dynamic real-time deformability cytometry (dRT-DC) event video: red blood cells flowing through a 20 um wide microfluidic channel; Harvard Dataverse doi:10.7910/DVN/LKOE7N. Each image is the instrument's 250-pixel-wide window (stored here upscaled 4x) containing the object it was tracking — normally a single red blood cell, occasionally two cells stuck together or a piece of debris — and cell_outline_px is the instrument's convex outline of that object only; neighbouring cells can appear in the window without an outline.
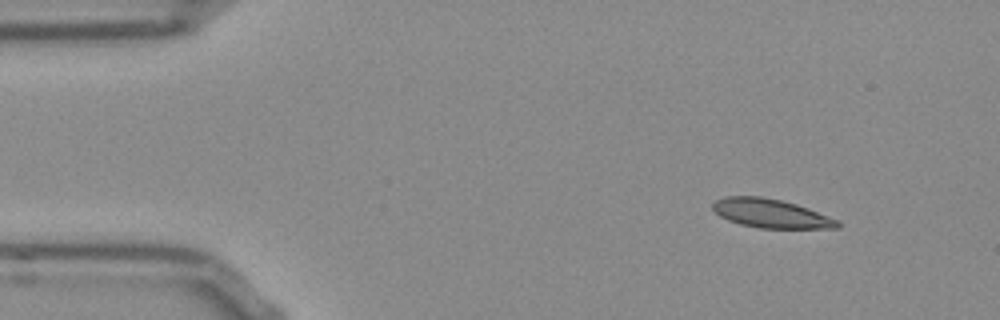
{"species": "Egyptian fruit bat (a non-hibernating species)", "species_latin": "Rousettus aegyptiacus", "temperature_condition": "room temperature", "stored_images_in_passage": 48, "camera_frame_rate_fps": 3000, "um_per_image_px": 0.085, "frame": {"image": 1, "passage_image": 1, "time_ms": 0.0, "image_size_px": [1000, 320], "cell_outline_px": [[840, 228], [760, 228], [740, 224], [728, 220], [720, 216], [712, 208], [712, 204], [716, 200], [724, 196], [760, 196], [780, 200], [796, 204], [808, 208], [840, 220]], "centroid_in_image_um": [65.54, 18.14], "position_along_channel_um": 19.5, "area_um2": 20.98}}
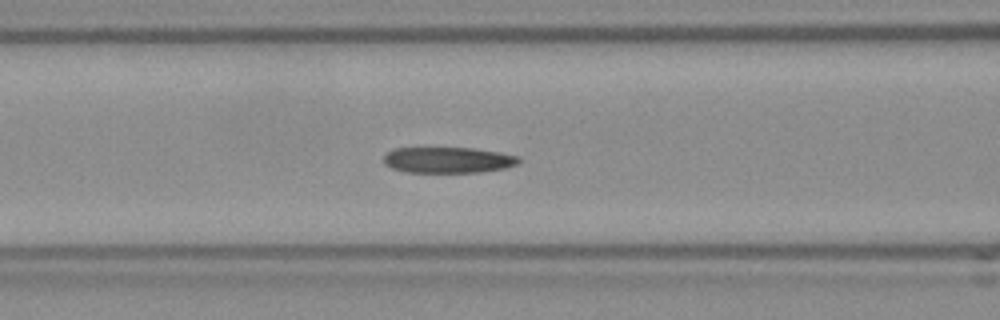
{"frame": {"image": 2, "passage_image": 16, "time_ms": 5.0, "image_size_px": [1000, 320], "cell_outline_px": [[520, 160], [516, 164], [504, 168], [480, 172], [408, 172], [392, 168], [384, 164], [384, 156], [392, 148], [472, 148], [500, 152], [516, 156]], "centroid_in_image_um": [38.05, 13.59], "position_along_channel_um": 128.6, "area_um2": 20.23}}
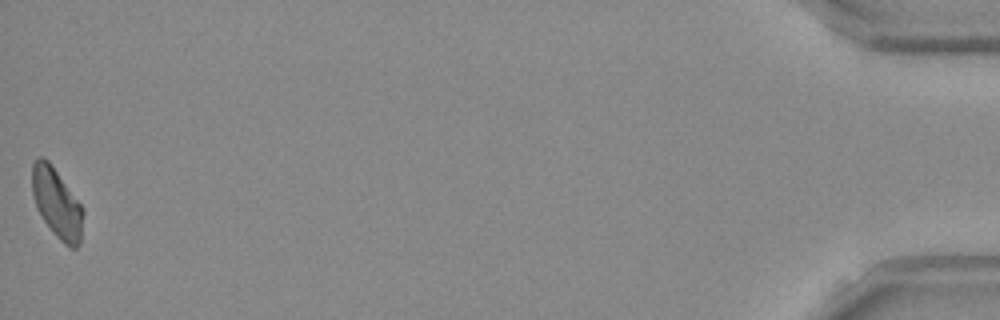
{"frame": {"image": 3, "passage_image": 48, "time_ms": 15.667, "image_size_px": [1000, 320], "cell_outline_px": [[84, 212], [80, 244], [76, 248], [72, 248], [64, 244], [52, 232], [36, 208], [32, 192], [32, 164], [40, 156], [44, 156], [48, 160], [84, 208]], "centroid_in_image_um": [4.84, 17.28], "position_along_channel_um": 430.4, "area_um2": 20.75}, "authors_computed_cell_mechanics": {"area_um2": 21.3571, "velocity_mm_per_s": 3.7899, "shape_relaxation_time_tau1_ms": null, "shape_relaxation_time_tau2_ms": 1.6343, "deformation_change_tau1": null, "deformation_change_tau2": 0.0915}}